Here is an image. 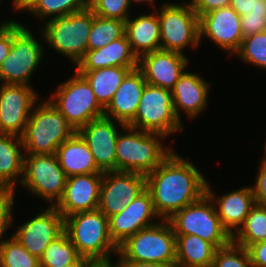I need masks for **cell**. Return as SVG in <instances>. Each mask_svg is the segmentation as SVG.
<instances>
[{"instance_id": "obj_46", "label": "cell", "mask_w": 266, "mask_h": 267, "mask_svg": "<svg viewBox=\"0 0 266 267\" xmlns=\"http://www.w3.org/2000/svg\"><path fill=\"white\" fill-rule=\"evenodd\" d=\"M40 0H16L14 3L15 9L17 11H27L31 12L38 4Z\"/></svg>"}, {"instance_id": "obj_35", "label": "cell", "mask_w": 266, "mask_h": 267, "mask_svg": "<svg viewBox=\"0 0 266 267\" xmlns=\"http://www.w3.org/2000/svg\"><path fill=\"white\" fill-rule=\"evenodd\" d=\"M89 7V0H40L39 4L30 12L32 16L52 19L60 15H67L85 10Z\"/></svg>"}, {"instance_id": "obj_17", "label": "cell", "mask_w": 266, "mask_h": 267, "mask_svg": "<svg viewBox=\"0 0 266 267\" xmlns=\"http://www.w3.org/2000/svg\"><path fill=\"white\" fill-rule=\"evenodd\" d=\"M241 16L230 6L210 11L199 18L200 40L208 37L218 47L234 54L244 38L241 31Z\"/></svg>"}, {"instance_id": "obj_49", "label": "cell", "mask_w": 266, "mask_h": 267, "mask_svg": "<svg viewBox=\"0 0 266 267\" xmlns=\"http://www.w3.org/2000/svg\"><path fill=\"white\" fill-rule=\"evenodd\" d=\"M134 1V3L136 2V3H144V2H149L150 4L152 3V5H153V7H154V0H130V2L132 3Z\"/></svg>"}, {"instance_id": "obj_31", "label": "cell", "mask_w": 266, "mask_h": 267, "mask_svg": "<svg viewBox=\"0 0 266 267\" xmlns=\"http://www.w3.org/2000/svg\"><path fill=\"white\" fill-rule=\"evenodd\" d=\"M125 21L104 18L93 13V22L88 38V50L104 47L124 35Z\"/></svg>"}, {"instance_id": "obj_24", "label": "cell", "mask_w": 266, "mask_h": 267, "mask_svg": "<svg viewBox=\"0 0 266 267\" xmlns=\"http://www.w3.org/2000/svg\"><path fill=\"white\" fill-rule=\"evenodd\" d=\"M138 60L124 34L102 48L87 50L76 64V71H93L115 66L138 67Z\"/></svg>"}, {"instance_id": "obj_22", "label": "cell", "mask_w": 266, "mask_h": 267, "mask_svg": "<svg viewBox=\"0 0 266 267\" xmlns=\"http://www.w3.org/2000/svg\"><path fill=\"white\" fill-rule=\"evenodd\" d=\"M201 75L184 72L171 89L173 108L177 118L181 121L180 111L187 114L188 119H194L207 106L209 86Z\"/></svg>"}, {"instance_id": "obj_12", "label": "cell", "mask_w": 266, "mask_h": 267, "mask_svg": "<svg viewBox=\"0 0 266 267\" xmlns=\"http://www.w3.org/2000/svg\"><path fill=\"white\" fill-rule=\"evenodd\" d=\"M67 176L56 154H25L22 187L56 206L61 200Z\"/></svg>"}, {"instance_id": "obj_3", "label": "cell", "mask_w": 266, "mask_h": 267, "mask_svg": "<svg viewBox=\"0 0 266 267\" xmlns=\"http://www.w3.org/2000/svg\"><path fill=\"white\" fill-rule=\"evenodd\" d=\"M75 132L49 99L38 106L35 104L21 136L24 153L55 154L57 148Z\"/></svg>"}, {"instance_id": "obj_50", "label": "cell", "mask_w": 266, "mask_h": 267, "mask_svg": "<svg viewBox=\"0 0 266 267\" xmlns=\"http://www.w3.org/2000/svg\"><path fill=\"white\" fill-rule=\"evenodd\" d=\"M265 145V154H266V143L264 144ZM263 163H266V155H265V157H264V159L262 158V160H261Z\"/></svg>"}, {"instance_id": "obj_15", "label": "cell", "mask_w": 266, "mask_h": 267, "mask_svg": "<svg viewBox=\"0 0 266 267\" xmlns=\"http://www.w3.org/2000/svg\"><path fill=\"white\" fill-rule=\"evenodd\" d=\"M17 227L11 236L40 259L47 246L64 232V217L55 206H49Z\"/></svg>"}, {"instance_id": "obj_2", "label": "cell", "mask_w": 266, "mask_h": 267, "mask_svg": "<svg viewBox=\"0 0 266 267\" xmlns=\"http://www.w3.org/2000/svg\"><path fill=\"white\" fill-rule=\"evenodd\" d=\"M123 129L125 132L120 131L115 147L116 171L147 175L172 152L171 148L162 145V140L166 138L162 134L142 131L128 125Z\"/></svg>"}, {"instance_id": "obj_1", "label": "cell", "mask_w": 266, "mask_h": 267, "mask_svg": "<svg viewBox=\"0 0 266 267\" xmlns=\"http://www.w3.org/2000/svg\"><path fill=\"white\" fill-rule=\"evenodd\" d=\"M207 183L189 158L183 159L174 150L146 175V189L161 220L200 200L206 194Z\"/></svg>"}, {"instance_id": "obj_38", "label": "cell", "mask_w": 266, "mask_h": 267, "mask_svg": "<svg viewBox=\"0 0 266 267\" xmlns=\"http://www.w3.org/2000/svg\"><path fill=\"white\" fill-rule=\"evenodd\" d=\"M244 37L266 31V6L264 0H255L253 7L240 19Z\"/></svg>"}, {"instance_id": "obj_8", "label": "cell", "mask_w": 266, "mask_h": 267, "mask_svg": "<svg viewBox=\"0 0 266 267\" xmlns=\"http://www.w3.org/2000/svg\"><path fill=\"white\" fill-rule=\"evenodd\" d=\"M49 100L75 131L104 116V108L97 101L90 84L77 71L74 77L59 85Z\"/></svg>"}, {"instance_id": "obj_43", "label": "cell", "mask_w": 266, "mask_h": 267, "mask_svg": "<svg viewBox=\"0 0 266 267\" xmlns=\"http://www.w3.org/2000/svg\"><path fill=\"white\" fill-rule=\"evenodd\" d=\"M247 251L252 267H266V241L249 245Z\"/></svg>"}, {"instance_id": "obj_18", "label": "cell", "mask_w": 266, "mask_h": 267, "mask_svg": "<svg viewBox=\"0 0 266 267\" xmlns=\"http://www.w3.org/2000/svg\"><path fill=\"white\" fill-rule=\"evenodd\" d=\"M115 121L108 117L91 120L77 132L86 141L97 166L103 171L116 170V142L120 133Z\"/></svg>"}, {"instance_id": "obj_37", "label": "cell", "mask_w": 266, "mask_h": 267, "mask_svg": "<svg viewBox=\"0 0 266 267\" xmlns=\"http://www.w3.org/2000/svg\"><path fill=\"white\" fill-rule=\"evenodd\" d=\"M130 0H89V8L96 16L126 21L129 15Z\"/></svg>"}, {"instance_id": "obj_7", "label": "cell", "mask_w": 266, "mask_h": 267, "mask_svg": "<svg viewBox=\"0 0 266 267\" xmlns=\"http://www.w3.org/2000/svg\"><path fill=\"white\" fill-rule=\"evenodd\" d=\"M175 235H197L217 249L232 242L223 227L211 198L205 194L200 200L176 211L169 219Z\"/></svg>"}, {"instance_id": "obj_5", "label": "cell", "mask_w": 266, "mask_h": 267, "mask_svg": "<svg viewBox=\"0 0 266 267\" xmlns=\"http://www.w3.org/2000/svg\"><path fill=\"white\" fill-rule=\"evenodd\" d=\"M93 22V11L85 10L60 15L44 24L42 37L58 53L76 64L88 50V38Z\"/></svg>"}, {"instance_id": "obj_6", "label": "cell", "mask_w": 266, "mask_h": 267, "mask_svg": "<svg viewBox=\"0 0 266 267\" xmlns=\"http://www.w3.org/2000/svg\"><path fill=\"white\" fill-rule=\"evenodd\" d=\"M161 221L139 230L121 244L118 247V260L176 265L173 228L168 220Z\"/></svg>"}, {"instance_id": "obj_4", "label": "cell", "mask_w": 266, "mask_h": 267, "mask_svg": "<svg viewBox=\"0 0 266 267\" xmlns=\"http://www.w3.org/2000/svg\"><path fill=\"white\" fill-rule=\"evenodd\" d=\"M64 232L80 256L94 260L111 259L112 253L118 254L109 234L108 217L99 209L65 217Z\"/></svg>"}, {"instance_id": "obj_29", "label": "cell", "mask_w": 266, "mask_h": 267, "mask_svg": "<svg viewBox=\"0 0 266 267\" xmlns=\"http://www.w3.org/2000/svg\"><path fill=\"white\" fill-rule=\"evenodd\" d=\"M138 67H108L93 71H77L90 84L97 101L105 109L126 75Z\"/></svg>"}, {"instance_id": "obj_16", "label": "cell", "mask_w": 266, "mask_h": 267, "mask_svg": "<svg viewBox=\"0 0 266 267\" xmlns=\"http://www.w3.org/2000/svg\"><path fill=\"white\" fill-rule=\"evenodd\" d=\"M153 217L159 218L154 210L151 195L145 189L120 213L108 218L109 234L113 243L119 247L139 230L157 224L156 220L150 221Z\"/></svg>"}, {"instance_id": "obj_13", "label": "cell", "mask_w": 266, "mask_h": 267, "mask_svg": "<svg viewBox=\"0 0 266 267\" xmlns=\"http://www.w3.org/2000/svg\"><path fill=\"white\" fill-rule=\"evenodd\" d=\"M146 189V175L127 171L103 173L98 209L108 218L120 213Z\"/></svg>"}, {"instance_id": "obj_39", "label": "cell", "mask_w": 266, "mask_h": 267, "mask_svg": "<svg viewBox=\"0 0 266 267\" xmlns=\"http://www.w3.org/2000/svg\"><path fill=\"white\" fill-rule=\"evenodd\" d=\"M15 191V189H4L0 193V244L3 242L2 237L4 232L11 226Z\"/></svg>"}, {"instance_id": "obj_26", "label": "cell", "mask_w": 266, "mask_h": 267, "mask_svg": "<svg viewBox=\"0 0 266 267\" xmlns=\"http://www.w3.org/2000/svg\"><path fill=\"white\" fill-rule=\"evenodd\" d=\"M157 14V15H156ZM133 53L139 59L142 55L161 49L160 23L158 13L128 17L125 32Z\"/></svg>"}, {"instance_id": "obj_47", "label": "cell", "mask_w": 266, "mask_h": 267, "mask_svg": "<svg viewBox=\"0 0 266 267\" xmlns=\"http://www.w3.org/2000/svg\"><path fill=\"white\" fill-rule=\"evenodd\" d=\"M110 260V258L89 260L85 267H119L117 261L116 264L112 265Z\"/></svg>"}, {"instance_id": "obj_20", "label": "cell", "mask_w": 266, "mask_h": 267, "mask_svg": "<svg viewBox=\"0 0 266 267\" xmlns=\"http://www.w3.org/2000/svg\"><path fill=\"white\" fill-rule=\"evenodd\" d=\"M103 173L67 177L64 194L55 206L65 218L98 209Z\"/></svg>"}, {"instance_id": "obj_34", "label": "cell", "mask_w": 266, "mask_h": 267, "mask_svg": "<svg viewBox=\"0 0 266 267\" xmlns=\"http://www.w3.org/2000/svg\"><path fill=\"white\" fill-rule=\"evenodd\" d=\"M235 54L248 64L266 69V31L244 37Z\"/></svg>"}, {"instance_id": "obj_51", "label": "cell", "mask_w": 266, "mask_h": 267, "mask_svg": "<svg viewBox=\"0 0 266 267\" xmlns=\"http://www.w3.org/2000/svg\"><path fill=\"white\" fill-rule=\"evenodd\" d=\"M4 190V188L0 185V193Z\"/></svg>"}, {"instance_id": "obj_36", "label": "cell", "mask_w": 266, "mask_h": 267, "mask_svg": "<svg viewBox=\"0 0 266 267\" xmlns=\"http://www.w3.org/2000/svg\"><path fill=\"white\" fill-rule=\"evenodd\" d=\"M211 267H252L246 248L233 242L216 250Z\"/></svg>"}, {"instance_id": "obj_40", "label": "cell", "mask_w": 266, "mask_h": 267, "mask_svg": "<svg viewBox=\"0 0 266 267\" xmlns=\"http://www.w3.org/2000/svg\"><path fill=\"white\" fill-rule=\"evenodd\" d=\"M0 25V66L9 55L13 43V21H4Z\"/></svg>"}, {"instance_id": "obj_44", "label": "cell", "mask_w": 266, "mask_h": 267, "mask_svg": "<svg viewBox=\"0 0 266 267\" xmlns=\"http://www.w3.org/2000/svg\"><path fill=\"white\" fill-rule=\"evenodd\" d=\"M254 1L255 0H230V7L242 17L252 9Z\"/></svg>"}, {"instance_id": "obj_45", "label": "cell", "mask_w": 266, "mask_h": 267, "mask_svg": "<svg viewBox=\"0 0 266 267\" xmlns=\"http://www.w3.org/2000/svg\"><path fill=\"white\" fill-rule=\"evenodd\" d=\"M119 267H176L164 263L138 262L132 260H118Z\"/></svg>"}, {"instance_id": "obj_25", "label": "cell", "mask_w": 266, "mask_h": 267, "mask_svg": "<svg viewBox=\"0 0 266 267\" xmlns=\"http://www.w3.org/2000/svg\"><path fill=\"white\" fill-rule=\"evenodd\" d=\"M55 154L67 177L104 173L97 166L86 141L77 131L57 148Z\"/></svg>"}, {"instance_id": "obj_21", "label": "cell", "mask_w": 266, "mask_h": 267, "mask_svg": "<svg viewBox=\"0 0 266 267\" xmlns=\"http://www.w3.org/2000/svg\"><path fill=\"white\" fill-rule=\"evenodd\" d=\"M146 84L144 75L138 68L131 70L104 109V116L115 120L124 128L135 117Z\"/></svg>"}, {"instance_id": "obj_33", "label": "cell", "mask_w": 266, "mask_h": 267, "mask_svg": "<svg viewBox=\"0 0 266 267\" xmlns=\"http://www.w3.org/2000/svg\"><path fill=\"white\" fill-rule=\"evenodd\" d=\"M0 261L3 267H40V260L32 255L13 236L0 244Z\"/></svg>"}, {"instance_id": "obj_10", "label": "cell", "mask_w": 266, "mask_h": 267, "mask_svg": "<svg viewBox=\"0 0 266 267\" xmlns=\"http://www.w3.org/2000/svg\"><path fill=\"white\" fill-rule=\"evenodd\" d=\"M127 125L167 138L184 129L174 112L171 90L150 84L145 85L135 117Z\"/></svg>"}, {"instance_id": "obj_41", "label": "cell", "mask_w": 266, "mask_h": 267, "mask_svg": "<svg viewBox=\"0 0 266 267\" xmlns=\"http://www.w3.org/2000/svg\"><path fill=\"white\" fill-rule=\"evenodd\" d=\"M256 177V182L252 189L255 202L260 205H266V163L261 161Z\"/></svg>"}, {"instance_id": "obj_14", "label": "cell", "mask_w": 266, "mask_h": 267, "mask_svg": "<svg viewBox=\"0 0 266 267\" xmlns=\"http://www.w3.org/2000/svg\"><path fill=\"white\" fill-rule=\"evenodd\" d=\"M32 86L0 85V133L22 136L39 99Z\"/></svg>"}, {"instance_id": "obj_32", "label": "cell", "mask_w": 266, "mask_h": 267, "mask_svg": "<svg viewBox=\"0 0 266 267\" xmlns=\"http://www.w3.org/2000/svg\"><path fill=\"white\" fill-rule=\"evenodd\" d=\"M80 255L76 247L63 232L53 240L40 257V267H64L75 262Z\"/></svg>"}, {"instance_id": "obj_28", "label": "cell", "mask_w": 266, "mask_h": 267, "mask_svg": "<svg viewBox=\"0 0 266 267\" xmlns=\"http://www.w3.org/2000/svg\"><path fill=\"white\" fill-rule=\"evenodd\" d=\"M176 267H211L217 248L197 235H175Z\"/></svg>"}, {"instance_id": "obj_48", "label": "cell", "mask_w": 266, "mask_h": 267, "mask_svg": "<svg viewBox=\"0 0 266 267\" xmlns=\"http://www.w3.org/2000/svg\"><path fill=\"white\" fill-rule=\"evenodd\" d=\"M90 259L80 256L75 262L64 267H85Z\"/></svg>"}, {"instance_id": "obj_9", "label": "cell", "mask_w": 266, "mask_h": 267, "mask_svg": "<svg viewBox=\"0 0 266 267\" xmlns=\"http://www.w3.org/2000/svg\"><path fill=\"white\" fill-rule=\"evenodd\" d=\"M183 4L163 2L160 11L156 10L162 50L183 54L186 46L194 48L200 42L199 16L191 2Z\"/></svg>"}, {"instance_id": "obj_19", "label": "cell", "mask_w": 266, "mask_h": 267, "mask_svg": "<svg viewBox=\"0 0 266 267\" xmlns=\"http://www.w3.org/2000/svg\"><path fill=\"white\" fill-rule=\"evenodd\" d=\"M187 64L185 53L160 49L142 55L138 60V69L147 84L171 90L185 72Z\"/></svg>"}, {"instance_id": "obj_27", "label": "cell", "mask_w": 266, "mask_h": 267, "mask_svg": "<svg viewBox=\"0 0 266 267\" xmlns=\"http://www.w3.org/2000/svg\"><path fill=\"white\" fill-rule=\"evenodd\" d=\"M22 150L20 136L0 133V185L4 189H16V178L19 176H22L19 179L22 181L25 158Z\"/></svg>"}, {"instance_id": "obj_42", "label": "cell", "mask_w": 266, "mask_h": 267, "mask_svg": "<svg viewBox=\"0 0 266 267\" xmlns=\"http://www.w3.org/2000/svg\"><path fill=\"white\" fill-rule=\"evenodd\" d=\"M191 4L200 18L210 11L230 6V0H191Z\"/></svg>"}, {"instance_id": "obj_11", "label": "cell", "mask_w": 266, "mask_h": 267, "mask_svg": "<svg viewBox=\"0 0 266 267\" xmlns=\"http://www.w3.org/2000/svg\"><path fill=\"white\" fill-rule=\"evenodd\" d=\"M43 47L31 30L13 21V43L0 66L3 84L27 85L43 59Z\"/></svg>"}, {"instance_id": "obj_23", "label": "cell", "mask_w": 266, "mask_h": 267, "mask_svg": "<svg viewBox=\"0 0 266 267\" xmlns=\"http://www.w3.org/2000/svg\"><path fill=\"white\" fill-rule=\"evenodd\" d=\"M207 183L206 194L211 198L223 227L233 236L243 225L247 215L256 204L249 186L231 191L222 196H215ZM216 198V199H215Z\"/></svg>"}, {"instance_id": "obj_30", "label": "cell", "mask_w": 266, "mask_h": 267, "mask_svg": "<svg viewBox=\"0 0 266 267\" xmlns=\"http://www.w3.org/2000/svg\"><path fill=\"white\" fill-rule=\"evenodd\" d=\"M266 241V205L255 204L243 225L232 236V242L247 248L251 244Z\"/></svg>"}]
</instances>
